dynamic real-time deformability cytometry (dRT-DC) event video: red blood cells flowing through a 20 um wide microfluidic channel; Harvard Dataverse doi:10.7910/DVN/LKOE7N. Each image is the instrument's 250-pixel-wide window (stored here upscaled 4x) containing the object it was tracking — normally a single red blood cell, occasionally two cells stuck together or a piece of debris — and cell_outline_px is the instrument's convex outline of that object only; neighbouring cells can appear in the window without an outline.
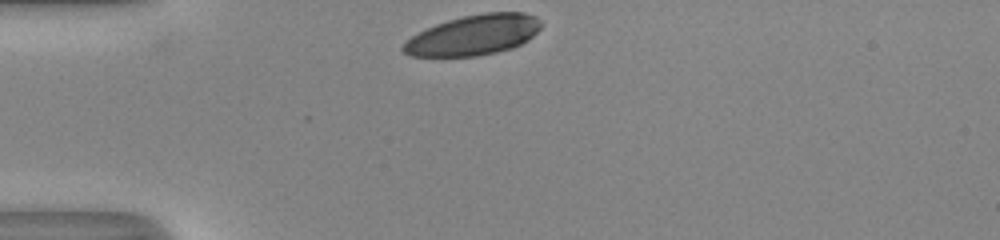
{"species": "human", "species_latin": "Homo sapiens", "temperature_condition": "room temperature", "stored_images_in_passage": 29, "camera_frame_rate_fps": 3000, "um_per_image_px": 0.085, "donor": {"sex": "male"}, "frame": {"image": 1, "passage_image": 1, "time_ms": 0.0, "image_size_px": [1000, 240], "cell_outline_px": [[540, 28], [528, 40], [512, 48], [496, 52], [476, 56], [408, 56], [400, 48], [412, 36], [436, 24], [448, 20], [464, 16], [484, 12], [524, 12], [536, 16], [540, 20]], "centroid_in_image_um": [40.27, 2.97], "position_along_channel_um": 44.7, "area_um2": 32.08}}
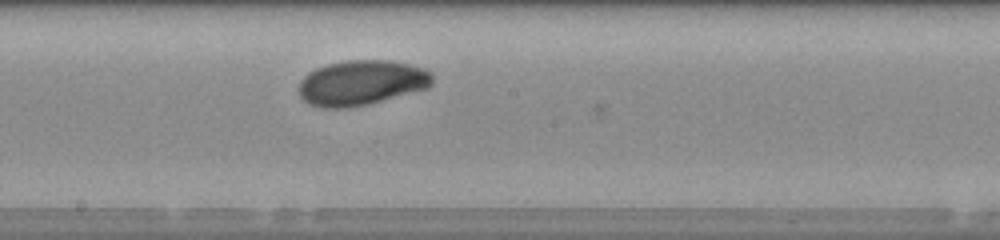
{"frame": {"image": 2, "passage_image": 16, "time_ms": 5.0, "image_size_px": [1000, 240], "cell_outline_px": [[432, 84], [428, 88], [368, 104], [344, 108], [324, 108], [308, 104], [300, 96], [300, 80], [308, 72], [316, 68], [328, 64], [344, 60], [392, 60], [424, 68], [432, 72]], "centroid_in_image_um": [30.73, 7.03], "position_along_channel_um": 217.5, "area_um2": 35.14}}
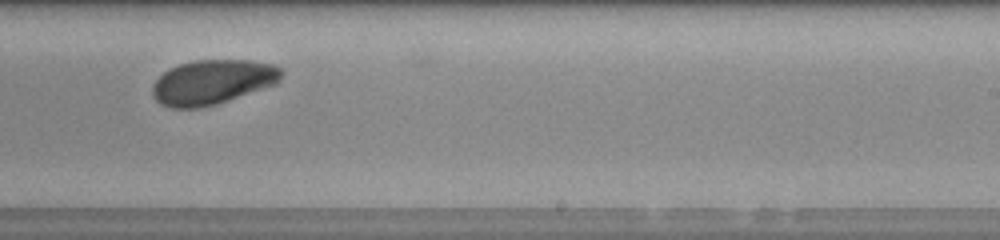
{"frame": {"image": 3, "passage_image": 20, "time_ms": 6.333, "image_size_px": [1000, 240], "cell_outline_px": [[284, 72], [280, 80], [276, 84], [216, 104], [200, 108], [172, 108], [160, 104], [156, 100], [152, 92], [152, 84], [168, 68], [180, 64], [196, 60], [248, 60], [272, 64], [280, 68]], "centroid_in_image_um": [18.05, 6.97], "position_along_channel_um": 270.9, "area_um2": 33.52}, "authors_computed_cell_mechanics": {"area_um2": 34.2754, "velocity_mm_per_s": 4.016, "shape_relaxation_time_tau1_ms": 3.292, "shape_relaxation_time_tau2_ms": null, "deformation_change_tau1": 0.1398, "deformation_change_tau2": null}}